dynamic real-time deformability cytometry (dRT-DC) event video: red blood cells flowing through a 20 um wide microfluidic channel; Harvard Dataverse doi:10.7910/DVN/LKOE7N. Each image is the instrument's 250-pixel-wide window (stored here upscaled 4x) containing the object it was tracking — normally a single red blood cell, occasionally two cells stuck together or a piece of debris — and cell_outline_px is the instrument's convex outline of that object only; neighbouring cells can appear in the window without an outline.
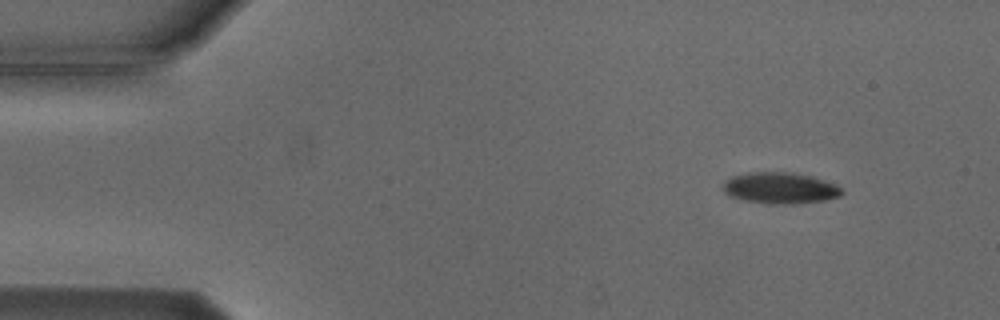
{"species": "Egyptian fruit bat (a non-hibernating species)", "species_latin": "Rousettus aegyptiacus", "temperature_condition": "cold", "stored_images_in_passage": 6, "segment_of_instrument_passage": [2, 2], "camera_frame_rate_fps": 3000, "um_per_image_px": 0.085, "animal": {"sex": "male"}, "frame": {"image": 1, "passage_image": 6, "time_ms": 6.667, "image_size_px": [1000, 320], "cell_outline_px": [[844, 192], [840, 196], [824, 200], [792, 204], [768, 204], [744, 200], [728, 196], [724, 192], [724, 180], [732, 176], [748, 172], [792, 172], [812, 176], [836, 184]], "centroid_in_image_um": [66.29, 15.98], "position_along_channel_um": 18.7, "area_um2": 21.79}}